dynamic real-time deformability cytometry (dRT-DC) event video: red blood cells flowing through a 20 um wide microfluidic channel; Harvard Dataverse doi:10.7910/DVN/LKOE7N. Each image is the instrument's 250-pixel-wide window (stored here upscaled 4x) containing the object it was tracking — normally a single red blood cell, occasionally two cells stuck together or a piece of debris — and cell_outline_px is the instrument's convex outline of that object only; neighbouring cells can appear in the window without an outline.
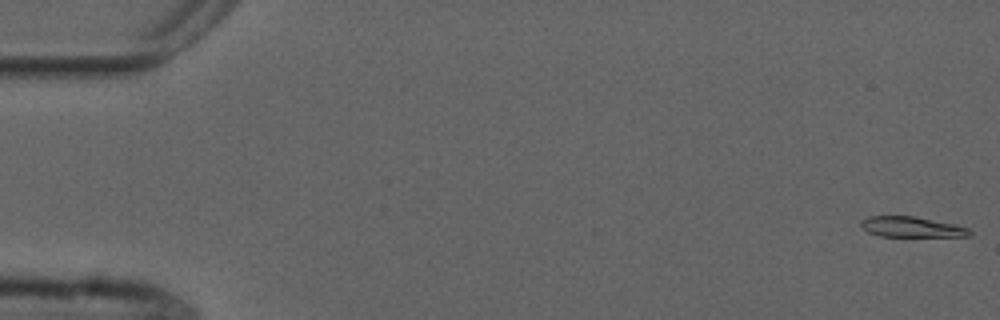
{"species": "common noctule bat (a hibernating species)", "species_latin": "Nyctalus noctula", "temperature_condition": "cold", "stored_images_in_passage": 50, "camera_frame_rate_fps": 3000, "um_per_image_px": 0.085, "animal": {"sex": "male", "forearm_length_mm": 52.5}, "frame": {"image": 1, "passage_image": 1, "time_ms": 0.0, "image_size_px": [1000, 320], "cell_outline_px": [[972, 236], [880, 236], [868, 232], [860, 224], [860, 220], [868, 216], [916, 216], [956, 224], [968, 228], [972, 232]], "centroid_in_image_um": [77.5, 19.28], "position_along_channel_um": 7.5, "area_um2": 13.01}}
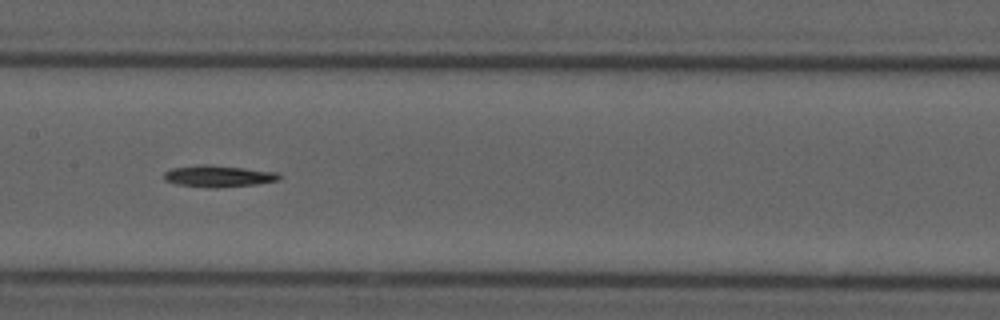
{"frame": {"image": 2, "passage_image": 27, "time_ms": 8.667, "image_size_px": [1000, 320], "cell_outline_px": [[280, 180], [256, 184], [216, 188], [208, 188], [176, 184], [164, 180], [164, 172], [172, 168], [196, 164], [208, 164], [244, 168], [276, 172], [280, 176]], "centroid_in_image_um": [18.52, 14.97], "position_along_channel_um": 188.9, "area_um2": 14.62}}
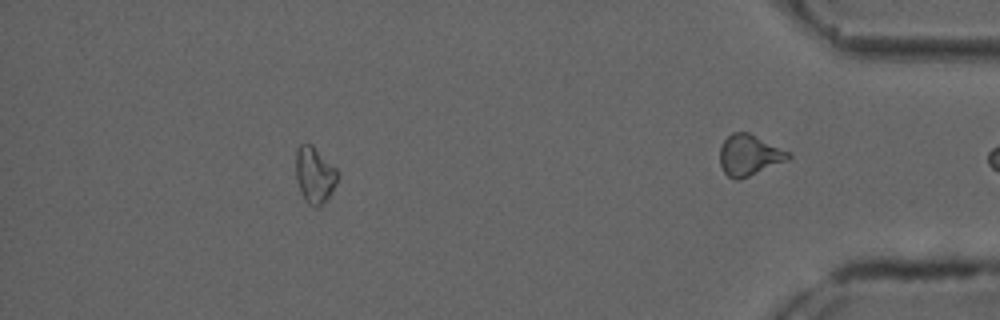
{"frame": {"image": 3, "passage_image": 49, "time_ms": 16.0, "image_size_px": [1000, 320], "cell_outline_px": [[340, 172], [336, 184], [328, 200], [320, 208], [316, 208], [308, 204], [304, 200], [300, 192], [296, 180], [296, 148], [300, 144], [312, 144]], "centroid_in_image_um": [26.75, 14.91], "position_along_channel_um": 408.4, "area_um2": 14.16}}